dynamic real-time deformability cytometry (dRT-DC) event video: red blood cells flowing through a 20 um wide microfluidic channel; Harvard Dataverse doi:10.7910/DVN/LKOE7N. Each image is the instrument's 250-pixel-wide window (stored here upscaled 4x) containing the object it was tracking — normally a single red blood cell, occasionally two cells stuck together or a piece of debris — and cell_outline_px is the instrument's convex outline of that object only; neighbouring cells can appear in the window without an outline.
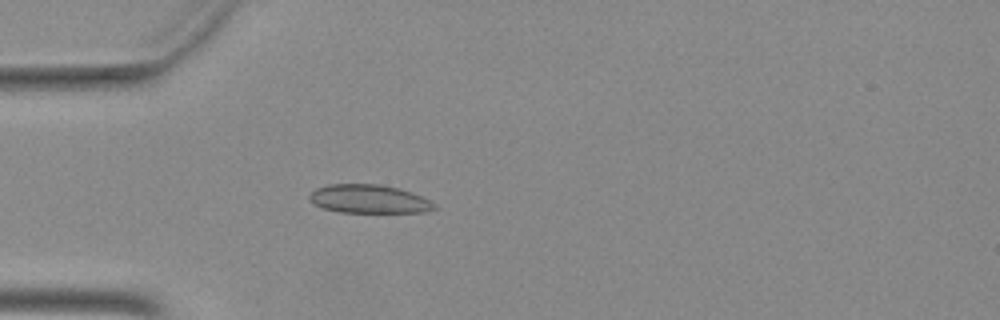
{"species": "Egyptian fruit bat (a non-hibernating species)", "species_latin": "Rousettus aegyptiacus", "temperature_condition": "warm", "stored_images_in_passage": 37, "camera_frame_rate_fps": 3000, "um_per_image_px": 0.085, "animal": {"sex": "female"}, "frame": {"image": 1, "passage_image": 1, "time_ms": 0.0, "image_size_px": [1000, 320], "cell_outline_px": [[436, 208], [428, 212], [340, 212], [324, 208], [308, 200], [308, 196], [316, 188], [328, 184], [380, 184], [400, 188], [412, 192], [436, 204]], "centroid_in_image_um": [31.37, 16.91], "position_along_channel_um": 53.6, "area_um2": 20.75}}
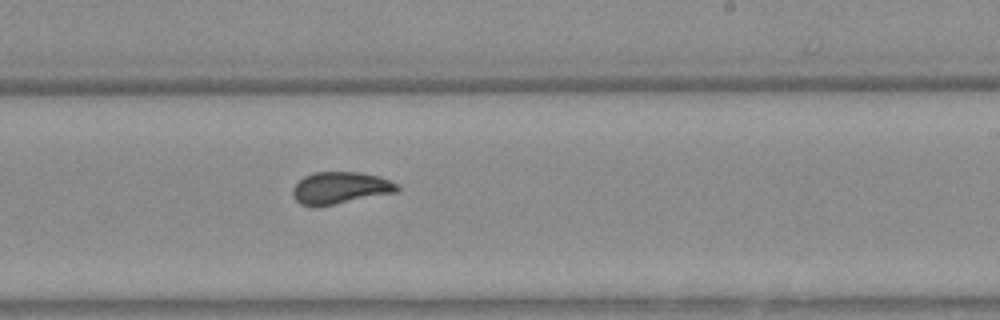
{"frame": {"image": 2, "passage_image": 17, "time_ms": 5.333, "image_size_px": [1000, 320], "cell_outline_px": [[400, 188], [396, 192], [316, 208], [300, 204], [292, 196], [292, 188], [304, 176], [312, 172], [356, 172], [380, 176], [396, 184]], "centroid_in_image_um": [28.87, 15.99], "position_along_channel_um": 260.1, "area_um2": 19.59}}
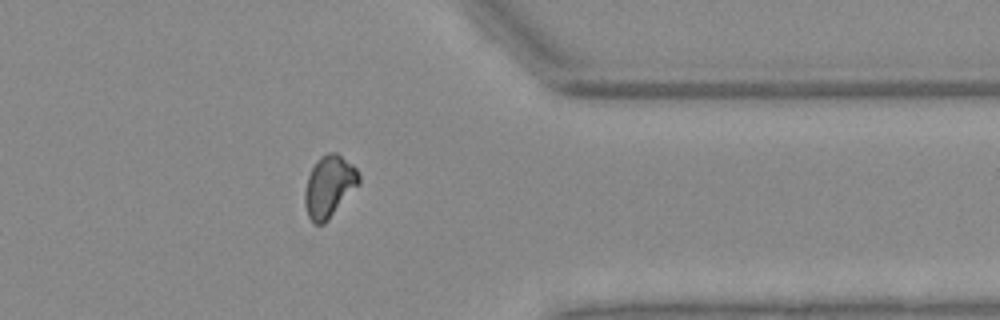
{"frame": {"image": 3, "passage_image": 27, "time_ms": 8.667, "image_size_px": [1000, 320], "cell_outline_px": [[360, 184], [328, 220], [324, 224], [312, 224], [308, 216], [304, 204], [304, 192], [308, 176], [316, 160], [320, 156], [328, 152], [336, 152], [352, 164], [356, 168], [360, 176]], "centroid_in_image_um": [27.97, 15.85], "position_along_channel_um": 383.4, "area_um2": 19.65}}